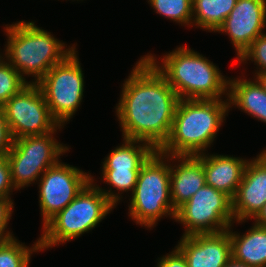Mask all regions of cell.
<instances>
[{
    "label": "cell",
    "mask_w": 266,
    "mask_h": 267,
    "mask_svg": "<svg viewBox=\"0 0 266 267\" xmlns=\"http://www.w3.org/2000/svg\"><path fill=\"white\" fill-rule=\"evenodd\" d=\"M129 75L115 109L122 136L159 150L169 138L179 97L145 56Z\"/></svg>",
    "instance_id": "1"
},
{
    "label": "cell",
    "mask_w": 266,
    "mask_h": 267,
    "mask_svg": "<svg viewBox=\"0 0 266 267\" xmlns=\"http://www.w3.org/2000/svg\"><path fill=\"white\" fill-rule=\"evenodd\" d=\"M229 109L228 98L179 99L169 138L159 151L173 156L205 153Z\"/></svg>",
    "instance_id": "2"
},
{
    "label": "cell",
    "mask_w": 266,
    "mask_h": 267,
    "mask_svg": "<svg viewBox=\"0 0 266 267\" xmlns=\"http://www.w3.org/2000/svg\"><path fill=\"white\" fill-rule=\"evenodd\" d=\"M144 56L166 78L179 99H221L228 95L227 77L213 62L189 47L179 46L165 54L162 65L156 56Z\"/></svg>",
    "instance_id": "3"
},
{
    "label": "cell",
    "mask_w": 266,
    "mask_h": 267,
    "mask_svg": "<svg viewBox=\"0 0 266 267\" xmlns=\"http://www.w3.org/2000/svg\"><path fill=\"white\" fill-rule=\"evenodd\" d=\"M5 26L8 39L4 58L22 77H34L29 83L37 84L53 66L62 62L76 48L72 45L66 49L64 42L32 21H19Z\"/></svg>",
    "instance_id": "4"
},
{
    "label": "cell",
    "mask_w": 266,
    "mask_h": 267,
    "mask_svg": "<svg viewBox=\"0 0 266 267\" xmlns=\"http://www.w3.org/2000/svg\"><path fill=\"white\" fill-rule=\"evenodd\" d=\"M93 176L81 192L44 226L40 251L79 238L95 228L116 206L95 186Z\"/></svg>",
    "instance_id": "5"
},
{
    "label": "cell",
    "mask_w": 266,
    "mask_h": 267,
    "mask_svg": "<svg viewBox=\"0 0 266 267\" xmlns=\"http://www.w3.org/2000/svg\"><path fill=\"white\" fill-rule=\"evenodd\" d=\"M167 161L169 155L155 150L139 170L129 205V216L136 224L151 229L163 216L175 218L170 190L171 169Z\"/></svg>",
    "instance_id": "6"
},
{
    "label": "cell",
    "mask_w": 266,
    "mask_h": 267,
    "mask_svg": "<svg viewBox=\"0 0 266 267\" xmlns=\"http://www.w3.org/2000/svg\"><path fill=\"white\" fill-rule=\"evenodd\" d=\"M54 131L45 135L24 136L13 140L7 154L11 169V180L16 190L39 180L49 167L61 161L59 158L69 148L56 140Z\"/></svg>",
    "instance_id": "7"
},
{
    "label": "cell",
    "mask_w": 266,
    "mask_h": 267,
    "mask_svg": "<svg viewBox=\"0 0 266 267\" xmlns=\"http://www.w3.org/2000/svg\"><path fill=\"white\" fill-rule=\"evenodd\" d=\"M82 72L75 48L37 83L51 116L63 127L67 121H70L82 102L84 96V74Z\"/></svg>",
    "instance_id": "8"
},
{
    "label": "cell",
    "mask_w": 266,
    "mask_h": 267,
    "mask_svg": "<svg viewBox=\"0 0 266 267\" xmlns=\"http://www.w3.org/2000/svg\"><path fill=\"white\" fill-rule=\"evenodd\" d=\"M174 220L185 227L183 236L228 230L235 223L232 199L205 184L176 210Z\"/></svg>",
    "instance_id": "9"
},
{
    "label": "cell",
    "mask_w": 266,
    "mask_h": 267,
    "mask_svg": "<svg viewBox=\"0 0 266 267\" xmlns=\"http://www.w3.org/2000/svg\"><path fill=\"white\" fill-rule=\"evenodd\" d=\"M13 140L24 136L45 135L59 123L51 116L37 84L29 83L2 106Z\"/></svg>",
    "instance_id": "10"
},
{
    "label": "cell",
    "mask_w": 266,
    "mask_h": 267,
    "mask_svg": "<svg viewBox=\"0 0 266 267\" xmlns=\"http://www.w3.org/2000/svg\"><path fill=\"white\" fill-rule=\"evenodd\" d=\"M39 179V205L44 226L91 181V174L59 161Z\"/></svg>",
    "instance_id": "11"
},
{
    "label": "cell",
    "mask_w": 266,
    "mask_h": 267,
    "mask_svg": "<svg viewBox=\"0 0 266 267\" xmlns=\"http://www.w3.org/2000/svg\"><path fill=\"white\" fill-rule=\"evenodd\" d=\"M266 0H237L236 5L216 32L227 33L237 52V59L264 34Z\"/></svg>",
    "instance_id": "12"
},
{
    "label": "cell",
    "mask_w": 266,
    "mask_h": 267,
    "mask_svg": "<svg viewBox=\"0 0 266 267\" xmlns=\"http://www.w3.org/2000/svg\"><path fill=\"white\" fill-rule=\"evenodd\" d=\"M266 203V150L248 161L242 181L232 199V213L236 223L253 219Z\"/></svg>",
    "instance_id": "13"
},
{
    "label": "cell",
    "mask_w": 266,
    "mask_h": 267,
    "mask_svg": "<svg viewBox=\"0 0 266 267\" xmlns=\"http://www.w3.org/2000/svg\"><path fill=\"white\" fill-rule=\"evenodd\" d=\"M175 247L184 255L188 267H224L232 258L229 229L218 233L182 235Z\"/></svg>",
    "instance_id": "14"
},
{
    "label": "cell",
    "mask_w": 266,
    "mask_h": 267,
    "mask_svg": "<svg viewBox=\"0 0 266 267\" xmlns=\"http://www.w3.org/2000/svg\"><path fill=\"white\" fill-rule=\"evenodd\" d=\"M175 160L179 163L174 166L170 164V190L173 208L177 210L202 188L206 181L203 153L195 156L169 155V163L176 162Z\"/></svg>",
    "instance_id": "15"
},
{
    "label": "cell",
    "mask_w": 266,
    "mask_h": 267,
    "mask_svg": "<svg viewBox=\"0 0 266 267\" xmlns=\"http://www.w3.org/2000/svg\"><path fill=\"white\" fill-rule=\"evenodd\" d=\"M208 155L203 153L206 185L224 192L233 199L249 160L229 155Z\"/></svg>",
    "instance_id": "16"
},
{
    "label": "cell",
    "mask_w": 266,
    "mask_h": 267,
    "mask_svg": "<svg viewBox=\"0 0 266 267\" xmlns=\"http://www.w3.org/2000/svg\"><path fill=\"white\" fill-rule=\"evenodd\" d=\"M229 108L236 106L257 120L266 123V92L256 79L228 78Z\"/></svg>",
    "instance_id": "17"
},
{
    "label": "cell",
    "mask_w": 266,
    "mask_h": 267,
    "mask_svg": "<svg viewBox=\"0 0 266 267\" xmlns=\"http://www.w3.org/2000/svg\"><path fill=\"white\" fill-rule=\"evenodd\" d=\"M231 226L229 234L232 258L248 266L266 267V227L254 223L246 233L240 235L236 231L233 232Z\"/></svg>",
    "instance_id": "18"
},
{
    "label": "cell",
    "mask_w": 266,
    "mask_h": 267,
    "mask_svg": "<svg viewBox=\"0 0 266 267\" xmlns=\"http://www.w3.org/2000/svg\"><path fill=\"white\" fill-rule=\"evenodd\" d=\"M123 144L112 150L102 169H140L155 149L147 142L123 138ZM139 144V145H138Z\"/></svg>",
    "instance_id": "19"
},
{
    "label": "cell",
    "mask_w": 266,
    "mask_h": 267,
    "mask_svg": "<svg viewBox=\"0 0 266 267\" xmlns=\"http://www.w3.org/2000/svg\"><path fill=\"white\" fill-rule=\"evenodd\" d=\"M237 0H192V26L216 32L228 17Z\"/></svg>",
    "instance_id": "20"
},
{
    "label": "cell",
    "mask_w": 266,
    "mask_h": 267,
    "mask_svg": "<svg viewBox=\"0 0 266 267\" xmlns=\"http://www.w3.org/2000/svg\"><path fill=\"white\" fill-rule=\"evenodd\" d=\"M139 170L140 169H102L101 179H103L105 183L110 185V189H102L97 184L96 186L116 206V204L120 202L122 198V196H119L120 191H131V193H133L135 185L137 183ZM111 186L119 192L114 193Z\"/></svg>",
    "instance_id": "21"
},
{
    "label": "cell",
    "mask_w": 266,
    "mask_h": 267,
    "mask_svg": "<svg viewBox=\"0 0 266 267\" xmlns=\"http://www.w3.org/2000/svg\"><path fill=\"white\" fill-rule=\"evenodd\" d=\"M15 237L0 244V267H29L31 254L40 251L39 239L29 248Z\"/></svg>",
    "instance_id": "22"
},
{
    "label": "cell",
    "mask_w": 266,
    "mask_h": 267,
    "mask_svg": "<svg viewBox=\"0 0 266 267\" xmlns=\"http://www.w3.org/2000/svg\"><path fill=\"white\" fill-rule=\"evenodd\" d=\"M148 3L157 14L178 24L191 26L193 17L192 0H148Z\"/></svg>",
    "instance_id": "23"
},
{
    "label": "cell",
    "mask_w": 266,
    "mask_h": 267,
    "mask_svg": "<svg viewBox=\"0 0 266 267\" xmlns=\"http://www.w3.org/2000/svg\"><path fill=\"white\" fill-rule=\"evenodd\" d=\"M29 84L26 78L4 59L0 61V107Z\"/></svg>",
    "instance_id": "24"
},
{
    "label": "cell",
    "mask_w": 266,
    "mask_h": 267,
    "mask_svg": "<svg viewBox=\"0 0 266 267\" xmlns=\"http://www.w3.org/2000/svg\"><path fill=\"white\" fill-rule=\"evenodd\" d=\"M238 60L240 64L247 63L245 62L247 60L253 61L255 65L257 64L255 74L266 71V33L258 36Z\"/></svg>",
    "instance_id": "25"
},
{
    "label": "cell",
    "mask_w": 266,
    "mask_h": 267,
    "mask_svg": "<svg viewBox=\"0 0 266 267\" xmlns=\"http://www.w3.org/2000/svg\"><path fill=\"white\" fill-rule=\"evenodd\" d=\"M13 205L11 198L0 196V244L14 238L13 234L6 230L13 213Z\"/></svg>",
    "instance_id": "26"
},
{
    "label": "cell",
    "mask_w": 266,
    "mask_h": 267,
    "mask_svg": "<svg viewBox=\"0 0 266 267\" xmlns=\"http://www.w3.org/2000/svg\"><path fill=\"white\" fill-rule=\"evenodd\" d=\"M15 187L11 180V169L7 156H0V196L10 197Z\"/></svg>",
    "instance_id": "27"
},
{
    "label": "cell",
    "mask_w": 266,
    "mask_h": 267,
    "mask_svg": "<svg viewBox=\"0 0 266 267\" xmlns=\"http://www.w3.org/2000/svg\"><path fill=\"white\" fill-rule=\"evenodd\" d=\"M13 144L7 121L2 107H0V156H7Z\"/></svg>",
    "instance_id": "28"
},
{
    "label": "cell",
    "mask_w": 266,
    "mask_h": 267,
    "mask_svg": "<svg viewBox=\"0 0 266 267\" xmlns=\"http://www.w3.org/2000/svg\"><path fill=\"white\" fill-rule=\"evenodd\" d=\"M157 267H188V265L184 255L175 247L170 254L158 260Z\"/></svg>",
    "instance_id": "29"
},
{
    "label": "cell",
    "mask_w": 266,
    "mask_h": 267,
    "mask_svg": "<svg viewBox=\"0 0 266 267\" xmlns=\"http://www.w3.org/2000/svg\"><path fill=\"white\" fill-rule=\"evenodd\" d=\"M253 219L255 224L266 227V203Z\"/></svg>",
    "instance_id": "30"
},
{
    "label": "cell",
    "mask_w": 266,
    "mask_h": 267,
    "mask_svg": "<svg viewBox=\"0 0 266 267\" xmlns=\"http://www.w3.org/2000/svg\"><path fill=\"white\" fill-rule=\"evenodd\" d=\"M257 82L261 85L262 89L266 92V71L257 72L255 74Z\"/></svg>",
    "instance_id": "31"
},
{
    "label": "cell",
    "mask_w": 266,
    "mask_h": 267,
    "mask_svg": "<svg viewBox=\"0 0 266 267\" xmlns=\"http://www.w3.org/2000/svg\"><path fill=\"white\" fill-rule=\"evenodd\" d=\"M224 267H252L231 258Z\"/></svg>",
    "instance_id": "32"
},
{
    "label": "cell",
    "mask_w": 266,
    "mask_h": 267,
    "mask_svg": "<svg viewBox=\"0 0 266 267\" xmlns=\"http://www.w3.org/2000/svg\"><path fill=\"white\" fill-rule=\"evenodd\" d=\"M3 57H4V56H2V55L0 54V61L3 60V59H5V58H3Z\"/></svg>",
    "instance_id": "33"
}]
</instances>
